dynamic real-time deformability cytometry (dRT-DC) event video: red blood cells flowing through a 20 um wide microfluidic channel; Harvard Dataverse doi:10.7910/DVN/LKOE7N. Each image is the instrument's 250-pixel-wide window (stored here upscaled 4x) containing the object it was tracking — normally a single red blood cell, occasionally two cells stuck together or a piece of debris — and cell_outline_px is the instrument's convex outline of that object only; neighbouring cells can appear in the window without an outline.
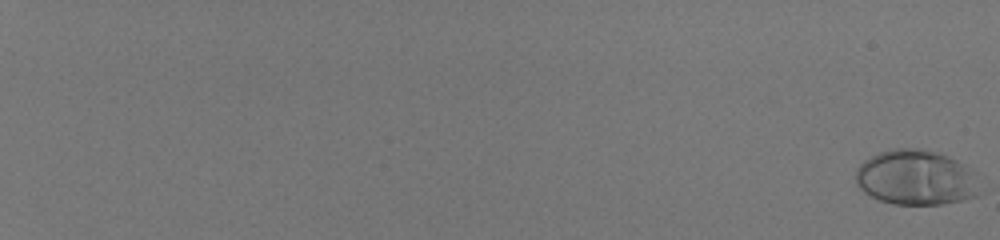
{"species": "human", "species_latin": "Homo sapiens", "temperature_condition": "room temperature", "stored_images_in_passage": 60, "camera_frame_rate_fps": 3000, "um_per_image_px": 0.085, "donor": {"sex": "male"}, "frame": {"image": 1, "passage_image": 1, "time_ms": 0.0, "image_size_px": [1000, 240], "cell_outline_px": [[976, 196], [960, 200], [940, 204], [896, 204], [880, 200], [864, 192], [860, 188], [856, 180], [856, 168], [864, 160], [880, 152], [892, 148], [916, 148], [948, 156], [964, 164]], "centroid_in_image_um": [77.7, 15.08], "position_along_channel_um": 7.3, "area_um2": 38.32}}
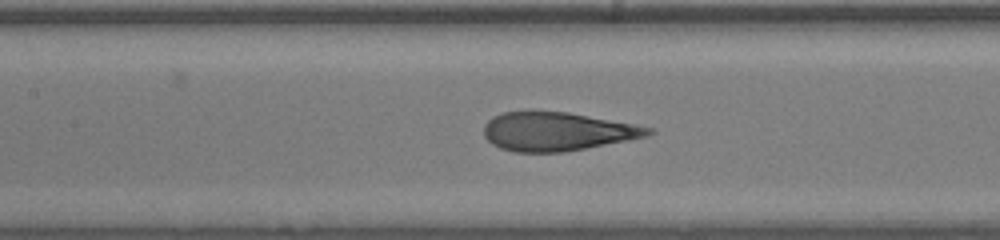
{"frame": {"image": 2, "passage_image": 36, "time_ms": 11.667, "image_size_px": [1000, 240], "cell_outline_px": [[656, 132], [648, 136], [628, 140], [564, 152], [512, 152], [500, 148], [492, 144], [484, 136], [484, 124], [492, 116], [504, 112], [568, 112], [656, 128]], "centroid_in_image_um": [47.37, 11.18], "position_along_channel_um": 160.0, "area_um2": 36.93}}
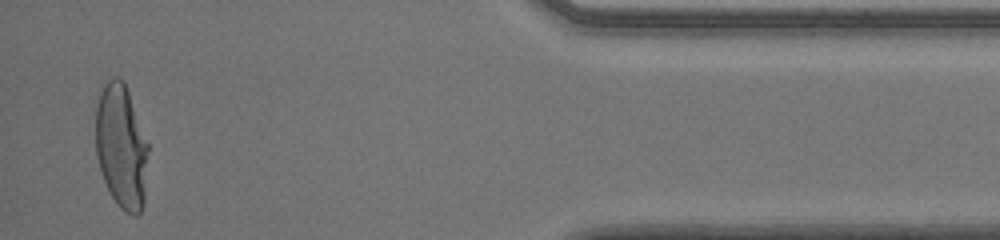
{"frame": {"image": 3, "passage_image": 59, "time_ms": 19.333, "image_size_px": [1000, 240], "cell_outline_px": [[148, 152], [144, 204], [140, 212], [136, 216], [132, 216], [124, 212], [120, 208], [112, 196], [100, 172], [96, 156], [96, 104], [100, 84], [112, 76], [120, 76], [124, 80], [148, 144]], "centroid_in_image_um": [10.29, 12.41], "position_along_channel_um": 424.9, "area_um2": 38.67}, "authors_computed_cell_mechanics": {"area_um2": 37.9168, "velocity_mm_per_s": 4.0067, "shape_relaxation_time_tau1_ms": 4.2908, "shape_relaxation_time_tau2_ms": null, "deformation_change_tau1": 0.2219, "deformation_change_tau2": null}}